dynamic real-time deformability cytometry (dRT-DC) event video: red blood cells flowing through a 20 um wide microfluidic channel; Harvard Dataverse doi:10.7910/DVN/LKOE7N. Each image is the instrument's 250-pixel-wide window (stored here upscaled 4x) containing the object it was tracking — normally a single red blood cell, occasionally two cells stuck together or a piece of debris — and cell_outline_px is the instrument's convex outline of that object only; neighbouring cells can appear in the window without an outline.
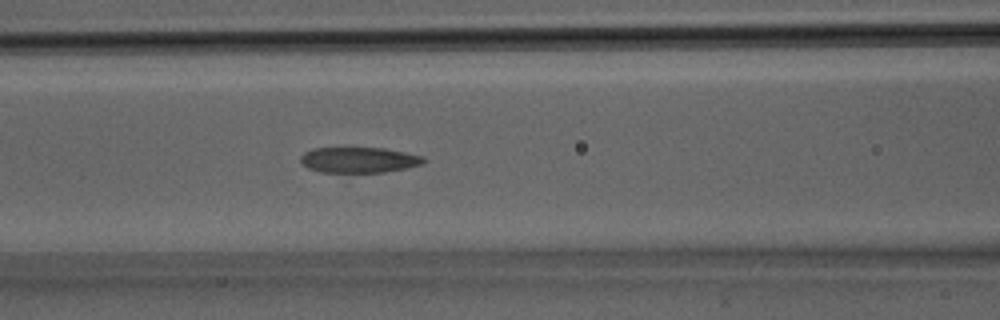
{"species": "Egyptian fruit bat (a non-hibernating species)", "species_latin": "Rousettus aegyptiacus", "temperature_condition": "room temperature", "stored_images_in_passage": 11, "camera_frame_rate_fps": 3000, "um_per_image_px": 0.085, "animal": {"sex": "male"}, "frame": {"image": 1, "passage_image": 9, "time_ms": 2.667, "image_size_px": [1000, 320], "cell_outline_px": [[428, 160], [424, 164], [384, 172], [320, 172], [308, 168], [300, 160], [300, 156], [304, 152], [312, 148], [384, 148], [424, 156]], "centroid_in_image_um": [30.53, 13.59], "position_along_channel_um": 136.1, "area_um2": 18.38}}
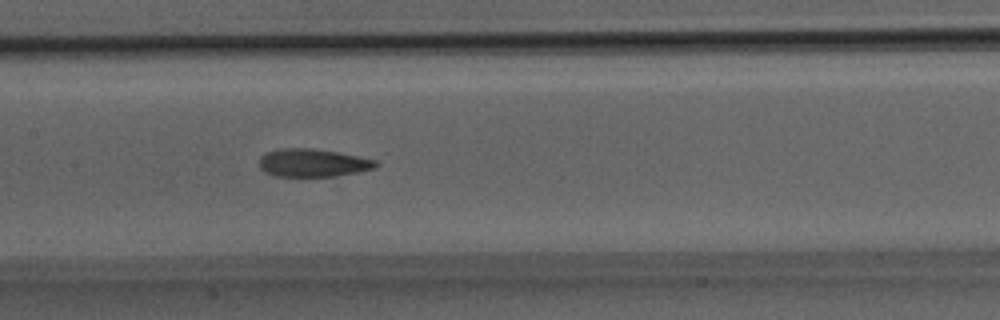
{"frame": {"image": 2, "passage_image": 11, "time_ms": 3.333, "image_size_px": [1000, 320], "cell_outline_px": [[380, 164], [376, 168], [360, 172], [336, 176], [272, 176], [264, 172], [260, 168], [260, 156], [264, 152], [280, 148], [312, 148], [336, 152], [376, 160]], "centroid_in_image_um": [26.58, 13.84], "position_along_channel_um": 180.8, "area_um2": 19.19}}